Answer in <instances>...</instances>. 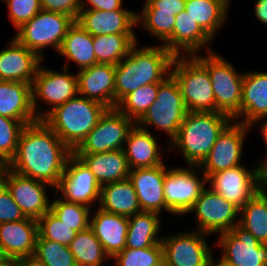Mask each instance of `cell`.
Returning <instances> with one entry per match:
<instances>
[{
    "label": "cell",
    "instance_id": "35",
    "mask_svg": "<svg viewBox=\"0 0 267 266\" xmlns=\"http://www.w3.org/2000/svg\"><path fill=\"white\" fill-rule=\"evenodd\" d=\"M239 225L259 242L267 244V194L258 191L240 208Z\"/></svg>",
    "mask_w": 267,
    "mask_h": 266
},
{
    "label": "cell",
    "instance_id": "18",
    "mask_svg": "<svg viewBox=\"0 0 267 266\" xmlns=\"http://www.w3.org/2000/svg\"><path fill=\"white\" fill-rule=\"evenodd\" d=\"M37 220L25 219L0 224V258L31 261L36 250Z\"/></svg>",
    "mask_w": 267,
    "mask_h": 266
},
{
    "label": "cell",
    "instance_id": "31",
    "mask_svg": "<svg viewBox=\"0 0 267 266\" xmlns=\"http://www.w3.org/2000/svg\"><path fill=\"white\" fill-rule=\"evenodd\" d=\"M58 54L67 58L64 65L67 69L69 66L67 62L70 60L78 65L79 70L97 64L93 36L76 21L69 28Z\"/></svg>",
    "mask_w": 267,
    "mask_h": 266
},
{
    "label": "cell",
    "instance_id": "2",
    "mask_svg": "<svg viewBox=\"0 0 267 266\" xmlns=\"http://www.w3.org/2000/svg\"><path fill=\"white\" fill-rule=\"evenodd\" d=\"M176 56L163 45L139 47L115 65V108L130 92L146 84L161 83L171 75Z\"/></svg>",
    "mask_w": 267,
    "mask_h": 266
},
{
    "label": "cell",
    "instance_id": "33",
    "mask_svg": "<svg viewBox=\"0 0 267 266\" xmlns=\"http://www.w3.org/2000/svg\"><path fill=\"white\" fill-rule=\"evenodd\" d=\"M159 213L141 211L128 217L129 227L126 236V247L143 249L161 243L158 236L161 228Z\"/></svg>",
    "mask_w": 267,
    "mask_h": 266
},
{
    "label": "cell",
    "instance_id": "50",
    "mask_svg": "<svg viewBox=\"0 0 267 266\" xmlns=\"http://www.w3.org/2000/svg\"><path fill=\"white\" fill-rule=\"evenodd\" d=\"M254 13L262 24L267 26V0H255Z\"/></svg>",
    "mask_w": 267,
    "mask_h": 266
},
{
    "label": "cell",
    "instance_id": "29",
    "mask_svg": "<svg viewBox=\"0 0 267 266\" xmlns=\"http://www.w3.org/2000/svg\"><path fill=\"white\" fill-rule=\"evenodd\" d=\"M75 155L90 169L101 187L129 178L130 168L123 149Z\"/></svg>",
    "mask_w": 267,
    "mask_h": 266
},
{
    "label": "cell",
    "instance_id": "8",
    "mask_svg": "<svg viewBox=\"0 0 267 266\" xmlns=\"http://www.w3.org/2000/svg\"><path fill=\"white\" fill-rule=\"evenodd\" d=\"M75 21L69 15L41 10L17 29L14 38L44 59L42 50L53 47L58 52L69 28Z\"/></svg>",
    "mask_w": 267,
    "mask_h": 266
},
{
    "label": "cell",
    "instance_id": "44",
    "mask_svg": "<svg viewBox=\"0 0 267 266\" xmlns=\"http://www.w3.org/2000/svg\"><path fill=\"white\" fill-rule=\"evenodd\" d=\"M8 8V18L16 29L31 20L41 8L40 0H2Z\"/></svg>",
    "mask_w": 267,
    "mask_h": 266
},
{
    "label": "cell",
    "instance_id": "6",
    "mask_svg": "<svg viewBox=\"0 0 267 266\" xmlns=\"http://www.w3.org/2000/svg\"><path fill=\"white\" fill-rule=\"evenodd\" d=\"M206 55L195 56L207 67L215 96L216 112L228 115L239 121L241 116L242 82L244 73L235 71V67L214 51ZM238 118V119H236Z\"/></svg>",
    "mask_w": 267,
    "mask_h": 266
},
{
    "label": "cell",
    "instance_id": "55",
    "mask_svg": "<svg viewBox=\"0 0 267 266\" xmlns=\"http://www.w3.org/2000/svg\"><path fill=\"white\" fill-rule=\"evenodd\" d=\"M19 266H36V265L31 261H22L19 262Z\"/></svg>",
    "mask_w": 267,
    "mask_h": 266
},
{
    "label": "cell",
    "instance_id": "9",
    "mask_svg": "<svg viewBox=\"0 0 267 266\" xmlns=\"http://www.w3.org/2000/svg\"><path fill=\"white\" fill-rule=\"evenodd\" d=\"M78 94L77 74L47 69L40 65L32 83V106L38 120H42L50 111ZM38 99L50 106L42 111L38 107ZM40 108V109H39Z\"/></svg>",
    "mask_w": 267,
    "mask_h": 266
},
{
    "label": "cell",
    "instance_id": "3",
    "mask_svg": "<svg viewBox=\"0 0 267 266\" xmlns=\"http://www.w3.org/2000/svg\"><path fill=\"white\" fill-rule=\"evenodd\" d=\"M231 121L228 115L221 112H188L176 137L166 149L178 148L187 165L199 166Z\"/></svg>",
    "mask_w": 267,
    "mask_h": 266
},
{
    "label": "cell",
    "instance_id": "36",
    "mask_svg": "<svg viewBox=\"0 0 267 266\" xmlns=\"http://www.w3.org/2000/svg\"><path fill=\"white\" fill-rule=\"evenodd\" d=\"M69 248L77 266H103L109 258L90 227L76 233Z\"/></svg>",
    "mask_w": 267,
    "mask_h": 266
},
{
    "label": "cell",
    "instance_id": "7",
    "mask_svg": "<svg viewBox=\"0 0 267 266\" xmlns=\"http://www.w3.org/2000/svg\"><path fill=\"white\" fill-rule=\"evenodd\" d=\"M188 113L179 85L172 75L159 83L157 98L145 114L136 122L147 130L152 125L168 134L169 143L176 137Z\"/></svg>",
    "mask_w": 267,
    "mask_h": 266
},
{
    "label": "cell",
    "instance_id": "52",
    "mask_svg": "<svg viewBox=\"0 0 267 266\" xmlns=\"http://www.w3.org/2000/svg\"><path fill=\"white\" fill-rule=\"evenodd\" d=\"M0 266H19V262L11 259L0 258Z\"/></svg>",
    "mask_w": 267,
    "mask_h": 266
},
{
    "label": "cell",
    "instance_id": "25",
    "mask_svg": "<svg viewBox=\"0 0 267 266\" xmlns=\"http://www.w3.org/2000/svg\"><path fill=\"white\" fill-rule=\"evenodd\" d=\"M91 217L89 227L101 242L109 260H113L126 247L128 217L103 211L99 207Z\"/></svg>",
    "mask_w": 267,
    "mask_h": 266
},
{
    "label": "cell",
    "instance_id": "37",
    "mask_svg": "<svg viewBox=\"0 0 267 266\" xmlns=\"http://www.w3.org/2000/svg\"><path fill=\"white\" fill-rule=\"evenodd\" d=\"M158 88L159 83L139 87L126 95L116 108L136 123L156 100Z\"/></svg>",
    "mask_w": 267,
    "mask_h": 266
},
{
    "label": "cell",
    "instance_id": "24",
    "mask_svg": "<svg viewBox=\"0 0 267 266\" xmlns=\"http://www.w3.org/2000/svg\"><path fill=\"white\" fill-rule=\"evenodd\" d=\"M213 39L183 10L176 15L172 35L162 44L175 56L199 54L200 49L208 47ZM183 53V54H182Z\"/></svg>",
    "mask_w": 267,
    "mask_h": 266
},
{
    "label": "cell",
    "instance_id": "19",
    "mask_svg": "<svg viewBox=\"0 0 267 266\" xmlns=\"http://www.w3.org/2000/svg\"><path fill=\"white\" fill-rule=\"evenodd\" d=\"M243 165L217 171L207 178L210 188L239 209L258 191L255 169ZM210 182V183H209Z\"/></svg>",
    "mask_w": 267,
    "mask_h": 266
},
{
    "label": "cell",
    "instance_id": "43",
    "mask_svg": "<svg viewBox=\"0 0 267 266\" xmlns=\"http://www.w3.org/2000/svg\"><path fill=\"white\" fill-rule=\"evenodd\" d=\"M24 126L19 120L0 115V160L6 164L16 153L18 139Z\"/></svg>",
    "mask_w": 267,
    "mask_h": 266
},
{
    "label": "cell",
    "instance_id": "48",
    "mask_svg": "<svg viewBox=\"0 0 267 266\" xmlns=\"http://www.w3.org/2000/svg\"><path fill=\"white\" fill-rule=\"evenodd\" d=\"M86 2L87 3H85L84 0H81V10H98L107 12L112 10H126L122 8L124 3L122 0H86Z\"/></svg>",
    "mask_w": 267,
    "mask_h": 266
},
{
    "label": "cell",
    "instance_id": "47",
    "mask_svg": "<svg viewBox=\"0 0 267 266\" xmlns=\"http://www.w3.org/2000/svg\"><path fill=\"white\" fill-rule=\"evenodd\" d=\"M186 0H145L142 12H166L174 16L185 10Z\"/></svg>",
    "mask_w": 267,
    "mask_h": 266
},
{
    "label": "cell",
    "instance_id": "20",
    "mask_svg": "<svg viewBox=\"0 0 267 266\" xmlns=\"http://www.w3.org/2000/svg\"><path fill=\"white\" fill-rule=\"evenodd\" d=\"M167 171L164 163L130 170L129 179L133 183L141 211L161 214L162 210H165L173 214L166 206L164 196V179Z\"/></svg>",
    "mask_w": 267,
    "mask_h": 266
},
{
    "label": "cell",
    "instance_id": "46",
    "mask_svg": "<svg viewBox=\"0 0 267 266\" xmlns=\"http://www.w3.org/2000/svg\"><path fill=\"white\" fill-rule=\"evenodd\" d=\"M44 11L69 15L77 20L81 10V0H40Z\"/></svg>",
    "mask_w": 267,
    "mask_h": 266
},
{
    "label": "cell",
    "instance_id": "32",
    "mask_svg": "<svg viewBox=\"0 0 267 266\" xmlns=\"http://www.w3.org/2000/svg\"><path fill=\"white\" fill-rule=\"evenodd\" d=\"M230 0H186L185 11L213 39L226 22Z\"/></svg>",
    "mask_w": 267,
    "mask_h": 266
},
{
    "label": "cell",
    "instance_id": "30",
    "mask_svg": "<svg viewBox=\"0 0 267 266\" xmlns=\"http://www.w3.org/2000/svg\"><path fill=\"white\" fill-rule=\"evenodd\" d=\"M98 205L103 211L127 217L141 212L136 191L129 178L103 185Z\"/></svg>",
    "mask_w": 267,
    "mask_h": 266
},
{
    "label": "cell",
    "instance_id": "10",
    "mask_svg": "<svg viewBox=\"0 0 267 266\" xmlns=\"http://www.w3.org/2000/svg\"><path fill=\"white\" fill-rule=\"evenodd\" d=\"M136 123L117 108L107 109L73 154L104 153L121 150Z\"/></svg>",
    "mask_w": 267,
    "mask_h": 266
},
{
    "label": "cell",
    "instance_id": "39",
    "mask_svg": "<svg viewBox=\"0 0 267 266\" xmlns=\"http://www.w3.org/2000/svg\"><path fill=\"white\" fill-rule=\"evenodd\" d=\"M31 262L36 266H77L68 246L43 239L39 235Z\"/></svg>",
    "mask_w": 267,
    "mask_h": 266
},
{
    "label": "cell",
    "instance_id": "38",
    "mask_svg": "<svg viewBox=\"0 0 267 266\" xmlns=\"http://www.w3.org/2000/svg\"><path fill=\"white\" fill-rule=\"evenodd\" d=\"M56 196L53 197L50 211L57 219L77 233L87 229L90 225L91 208L84 204L68 202L61 197L58 199L57 193Z\"/></svg>",
    "mask_w": 267,
    "mask_h": 266
},
{
    "label": "cell",
    "instance_id": "16",
    "mask_svg": "<svg viewBox=\"0 0 267 266\" xmlns=\"http://www.w3.org/2000/svg\"><path fill=\"white\" fill-rule=\"evenodd\" d=\"M2 183L7 187L14 201L25 217L40 219L50 211L51 201L47 197L50 184L21 175L6 167Z\"/></svg>",
    "mask_w": 267,
    "mask_h": 266
},
{
    "label": "cell",
    "instance_id": "14",
    "mask_svg": "<svg viewBox=\"0 0 267 266\" xmlns=\"http://www.w3.org/2000/svg\"><path fill=\"white\" fill-rule=\"evenodd\" d=\"M205 236L195 230L163 237L164 266H211L214 254Z\"/></svg>",
    "mask_w": 267,
    "mask_h": 266
},
{
    "label": "cell",
    "instance_id": "42",
    "mask_svg": "<svg viewBox=\"0 0 267 266\" xmlns=\"http://www.w3.org/2000/svg\"><path fill=\"white\" fill-rule=\"evenodd\" d=\"M176 16L166 12H141L137 13V24H141L146 32H149L160 42H165L171 35Z\"/></svg>",
    "mask_w": 267,
    "mask_h": 266
},
{
    "label": "cell",
    "instance_id": "54",
    "mask_svg": "<svg viewBox=\"0 0 267 266\" xmlns=\"http://www.w3.org/2000/svg\"><path fill=\"white\" fill-rule=\"evenodd\" d=\"M217 261H218V262H217ZM217 261L215 262V258L213 257L211 266H229V265H227L226 263H222L220 260H217Z\"/></svg>",
    "mask_w": 267,
    "mask_h": 266
},
{
    "label": "cell",
    "instance_id": "11",
    "mask_svg": "<svg viewBox=\"0 0 267 266\" xmlns=\"http://www.w3.org/2000/svg\"><path fill=\"white\" fill-rule=\"evenodd\" d=\"M192 211L196 216V230L210 236L230 231L239 224L240 209L210 187L203 189L187 214Z\"/></svg>",
    "mask_w": 267,
    "mask_h": 266
},
{
    "label": "cell",
    "instance_id": "1",
    "mask_svg": "<svg viewBox=\"0 0 267 266\" xmlns=\"http://www.w3.org/2000/svg\"><path fill=\"white\" fill-rule=\"evenodd\" d=\"M72 153L43 120H38L23 127L7 167L56 188Z\"/></svg>",
    "mask_w": 267,
    "mask_h": 266
},
{
    "label": "cell",
    "instance_id": "12",
    "mask_svg": "<svg viewBox=\"0 0 267 266\" xmlns=\"http://www.w3.org/2000/svg\"><path fill=\"white\" fill-rule=\"evenodd\" d=\"M191 168V169H188ZM168 168L164 179V196L173 215H185L194 205L207 185V177L199 178L198 166ZM206 184V185H205Z\"/></svg>",
    "mask_w": 267,
    "mask_h": 266
},
{
    "label": "cell",
    "instance_id": "34",
    "mask_svg": "<svg viewBox=\"0 0 267 266\" xmlns=\"http://www.w3.org/2000/svg\"><path fill=\"white\" fill-rule=\"evenodd\" d=\"M135 34H108L93 36L97 63L117 65L137 43Z\"/></svg>",
    "mask_w": 267,
    "mask_h": 266
},
{
    "label": "cell",
    "instance_id": "26",
    "mask_svg": "<svg viewBox=\"0 0 267 266\" xmlns=\"http://www.w3.org/2000/svg\"><path fill=\"white\" fill-rule=\"evenodd\" d=\"M0 115L24 125L38 121L32 106V84L0 80Z\"/></svg>",
    "mask_w": 267,
    "mask_h": 266
},
{
    "label": "cell",
    "instance_id": "41",
    "mask_svg": "<svg viewBox=\"0 0 267 266\" xmlns=\"http://www.w3.org/2000/svg\"><path fill=\"white\" fill-rule=\"evenodd\" d=\"M37 223L40 237L58 242L64 246L69 247L77 233L70 226L57 219L51 211L46 212L37 220Z\"/></svg>",
    "mask_w": 267,
    "mask_h": 266
},
{
    "label": "cell",
    "instance_id": "40",
    "mask_svg": "<svg viewBox=\"0 0 267 266\" xmlns=\"http://www.w3.org/2000/svg\"><path fill=\"white\" fill-rule=\"evenodd\" d=\"M114 261V266H164L162 242L143 249L125 247Z\"/></svg>",
    "mask_w": 267,
    "mask_h": 266
},
{
    "label": "cell",
    "instance_id": "51",
    "mask_svg": "<svg viewBox=\"0 0 267 266\" xmlns=\"http://www.w3.org/2000/svg\"><path fill=\"white\" fill-rule=\"evenodd\" d=\"M263 119L264 121H262ZM260 120L261 122H263V124L261 125V127H259V130L261 131L260 133H262L261 135L263 136V139L265 141L264 143H266L267 147V116L257 119L250 127L252 128L253 126L258 125L257 123H259Z\"/></svg>",
    "mask_w": 267,
    "mask_h": 266
},
{
    "label": "cell",
    "instance_id": "15",
    "mask_svg": "<svg viewBox=\"0 0 267 266\" xmlns=\"http://www.w3.org/2000/svg\"><path fill=\"white\" fill-rule=\"evenodd\" d=\"M251 127L240 122L231 121L219 134L214 146L198 166L208 178L211 174L240 166L245 136Z\"/></svg>",
    "mask_w": 267,
    "mask_h": 266
},
{
    "label": "cell",
    "instance_id": "17",
    "mask_svg": "<svg viewBox=\"0 0 267 266\" xmlns=\"http://www.w3.org/2000/svg\"><path fill=\"white\" fill-rule=\"evenodd\" d=\"M101 186L85 163L75 154H71L66 162L64 173L56 187L61 198L74 203L89 206L100 200Z\"/></svg>",
    "mask_w": 267,
    "mask_h": 266
},
{
    "label": "cell",
    "instance_id": "13",
    "mask_svg": "<svg viewBox=\"0 0 267 266\" xmlns=\"http://www.w3.org/2000/svg\"><path fill=\"white\" fill-rule=\"evenodd\" d=\"M214 243L222 251L219 260L229 266H267V244L259 242L239 224L219 234Z\"/></svg>",
    "mask_w": 267,
    "mask_h": 266
},
{
    "label": "cell",
    "instance_id": "53",
    "mask_svg": "<svg viewBox=\"0 0 267 266\" xmlns=\"http://www.w3.org/2000/svg\"><path fill=\"white\" fill-rule=\"evenodd\" d=\"M6 167H7V164L4 161L0 160V184L2 183L3 174H4Z\"/></svg>",
    "mask_w": 267,
    "mask_h": 266
},
{
    "label": "cell",
    "instance_id": "21",
    "mask_svg": "<svg viewBox=\"0 0 267 266\" xmlns=\"http://www.w3.org/2000/svg\"><path fill=\"white\" fill-rule=\"evenodd\" d=\"M0 51V80L32 84L44 59L14 37Z\"/></svg>",
    "mask_w": 267,
    "mask_h": 266
},
{
    "label": "cell",
    "instance_id": "28",
    "mask_svg": "<svg viewBox=\"0 0 267 266\" xmlns=\"http://www.w3.org/2000/svg\"><path fill=\"white\" fill-rule=\"evenodd\" d=\"M242 92L241 120L237 122L251 126L267 116V72L244 73Z\"/></svg>",
    "mask_w": 267,
    "mask_h": 266
},
{
    "label": "cell",
    "instance_id": "23",
    "mask_svg": "<svg viewBox=\"0 0 267 266\" xmlns=\"http://www.w3.org/2000/svg\"><path fill=\"white\" fill-rule=\"evenodd\" d=\"M76 22L92 36L108 34H135L137 12L127 10H80Z\"/></svg>",
    "mask_w": 267,
    "mask_h": 266
},
{
    "label": "cell",
    "instance_id": "22",
    "mask_svg": "<svg viewBox=\"0 0 267 266\" xmlns=\"http://www.w3.org/2000/svg\"><path fill=\"white\" fill-rule=\"evenodd\" d=\"M76 74L80 96L115 108V65L97 63Z\"/></svg>",
    "mask_w": 267,
    "mask_h": 266
},
{
    "label": "cell",
    "instance_id": "45",
    "mask_svg": "<svg viewBox=\"0 0 267 266\" xmlns=\"http://www.w3.org/2000/svg\"><path fill=\"white\" fill-rule=\"evenodd\" d=\"M20 207L14 201L7 187L0 184V224L25 219Z\"/></svg>",
    "mask_w": 267,
    "mask_h": 266
},
{
    "label": "cell",
    "instance_id": "49",
    "mask_svg": "<svg viewBox=\"0 0 267 266\" xmlns=\"http://www.w3.org/2000/svg\"><path fill=\"white\" fill-rule=\"evenodd\" d=\"M254 168L257 188L259 191H264L267 188V159L258 162Z\"/></svg>",
    "mask_w": 267,
    "mask_h": 266
},
{
    "label": "cell",
    "instance_id": "4",
    "mask_svg": "<svg viewBox=\"0 0 267 266\" xmlns=\"http://www.w3.org/2000/svg\"><path fill=\"white\" fill-rule=\"evenodd\" d=\"M107 109L103 104L77 94L54 108L42 120L73 152Z\"/></svg>",
    "mask_w": 267,
    "mask_h": 266
},
{
    "label": "cell",
    "instance_id": "27",
    "mask_svg": "<svg viewBox=\"0 0 267 266\" xmlns=\"http://www.w3.org/2000/svg\"><path fill=\"white\" fill-rule=\"evenodd\" d=\"M123 151L130 170L164 163L162 160L164 153L159 149L156 137L149 132V129L144 130L136 124L127 135Z\"/></svg>",
    "mask_w": 267,
    "mask_h": 266
},
{
    "label": "cell",
    "instance_id": "5",
    "mask_svg": "<svg viewBox=\"0 0 267 266\" xmlns=\"http://www.w3.org/2000/svg\"><path fill=\"white\" fill-rule=\"evenodd\" d=\"M188 112H216L207 67L195 55H178L171 66Z\"/></svg>",
    "mask_w": 267,
    "mask_h": 266
}]
</instances>
